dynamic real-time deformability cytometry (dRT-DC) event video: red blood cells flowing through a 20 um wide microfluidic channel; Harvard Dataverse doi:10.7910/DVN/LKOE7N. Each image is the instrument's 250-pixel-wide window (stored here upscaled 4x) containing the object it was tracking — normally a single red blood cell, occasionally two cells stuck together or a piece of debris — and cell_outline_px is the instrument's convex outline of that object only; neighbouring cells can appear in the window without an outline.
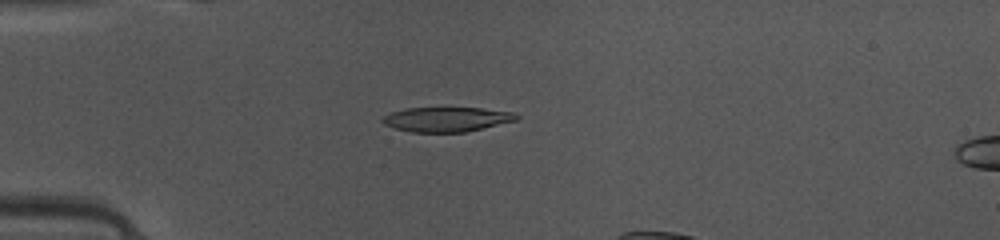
{"species": "common noctule bat (a hibernating species)", "species_latin": "Nyctalus noctula", "temperature_condition": "warm", "stored_images_in_passage": 30, "segment_of_instrument_passage": [1, 2], "camera_frame_rate_fps": 3000, "um_per_image_px": 0.085, "animal": {"sex": "female", "body_mass_g": 10.0, "forearm_length_mm": 53.1}, "frame": {"image": 1, "passage_image": 1, "time_ms": 0.0, "image_size_px": [1000, 240], "cell_outline_px": [[520, 116], [516, 120], [464, 132], [412, 132], [396, 128], [384, 124], [380, 120], [384, 116], [392, 112], [404, 108], [480, 108], [516, 112]], "centroid_in_image_um": [37.96, 10.13], "position_along_channel_um": 47.0, "area_um2": 19.07}}
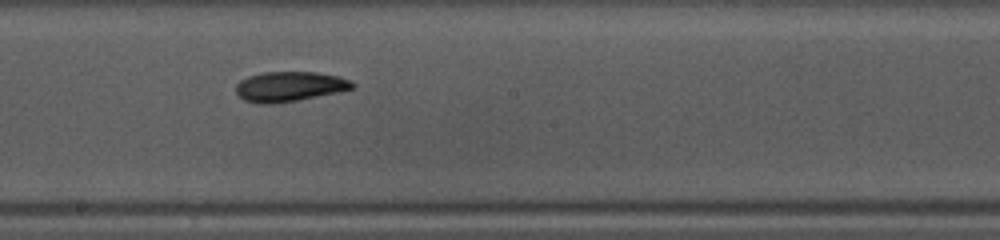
{"frame": {"image": 2, "passage_image": 15, "time_ms": 4.667, "image_size_px": [1000, 240], "cell_outline_px": [[356, 88], [296, 100], [272, 104], [260, 104], [244, 100], [236, 92], [236, 84], [240, 80], [248, 76], [264, 72], [316, 72], [340, 76], [352, 80], [356, 84]], "centroid_in_image_um": [24.63, 7.34], "position_along_channel_um": 223.6, "area_um2": 20.35}}
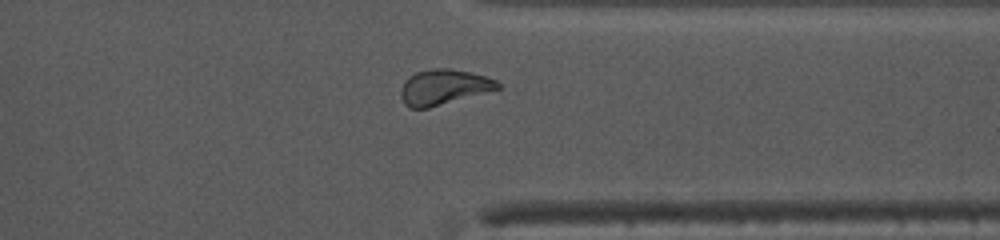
{"frame": {"image": 3, "passage_image": 26, "time_ms": 8.333, "image_size_px": [1000, 240], "cell_outline_px": [[500, 88], [428, 108], [408, 108], [404, 104], [400, 96], [400, 88], [404, 80], [408, 76], [416, 72], [432, 68], [452, 68], [472, 72], [496, 80], [500, 84]], "centroid_in_image_um": [37.65, 7.39], "position_along_channel_um": 373.7, "area_um2": 20.0}}